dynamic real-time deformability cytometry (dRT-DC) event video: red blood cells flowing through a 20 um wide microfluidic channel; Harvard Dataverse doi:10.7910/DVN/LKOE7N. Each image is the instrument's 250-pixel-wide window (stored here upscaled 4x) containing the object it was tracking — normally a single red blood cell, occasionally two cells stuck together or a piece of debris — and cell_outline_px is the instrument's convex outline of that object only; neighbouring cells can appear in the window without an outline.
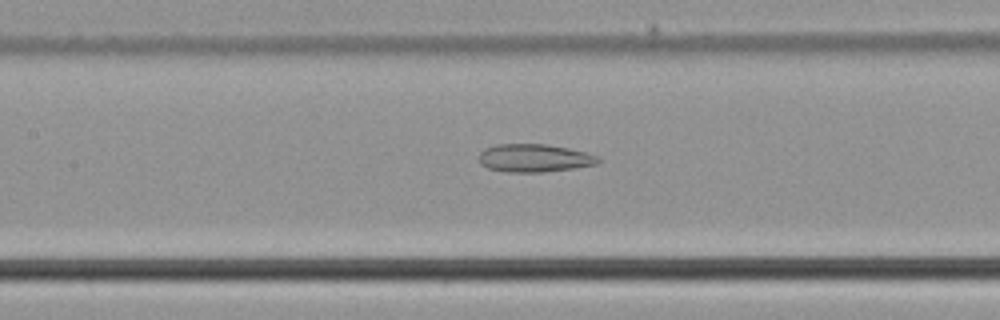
{"species": "common noctule bat (a hibernating species)", "species_latin": "Nyctalus noctula", "temperature_condition": "cold", "stored_images_in_passage": 50, "camera_frame_rate_fps": 3000, "um_per_image_px": 0.085, "animal": {"sex": "male", "body_mass_g": 21.5, "forearm_length_mm": 52.0}, "frame": {"image": 1, "passage_image": 23, "time_ms": 7.333, "image_size_px": [1000, 320], "cell_outline_px": [[600, 160], [596, 164], [572, 168], [544, 172], [504, 172], [488, 168], [480, 164], [480, 152], [484, 148], [496, 144], [544, 144], [568, 148], [600, 156]], "centroid_in_image_um": [45.39, 13.43], "position_along_channel_um": 162.0, "area_um2": 19.42}}
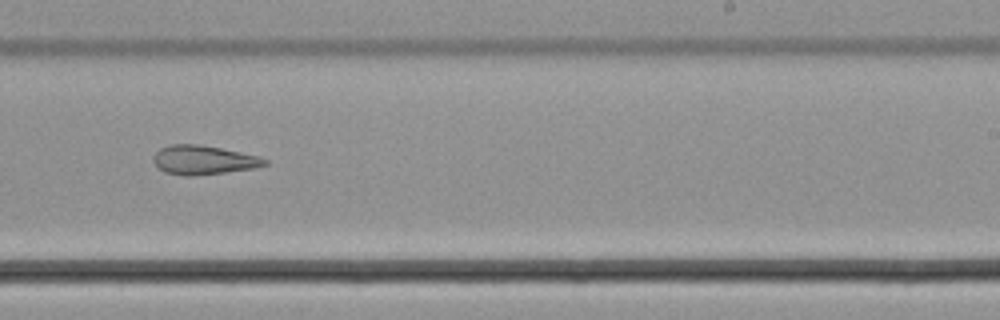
{"frame": {"image": 2, "passage_image": 31, "time_ms": 10.0, "image_size_px": [1000, 320], "cell_outline_px": [[268, 164], [252, 168], [224, 172], [192, 176], [184, 176], [164, 172], [152, 160], [156, 152], [160, 148], [168, 144], [200, 144], [260, 156], [268, 160]], "centroid_in_image_um": [17.28, 13.59], "position_along_channel_um": 271.7, "area_um2": 18.79}}
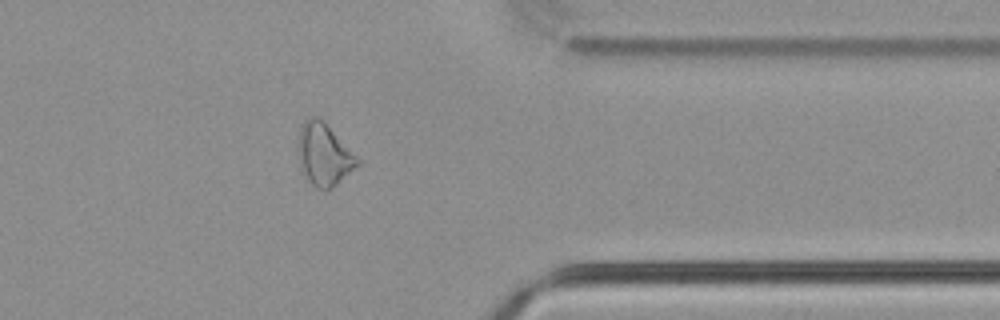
{"frame": {"image": 3, "passage_image": 40, "time_ms": 13.0, "image_size_px": [1000, 320], "cell_outline_px": [[360, 164], [336, 184], [324, 192], [316, 188], [304, 176], [300, 160], [300, 128], [304, 120], [308, 116], [320, 116], [324, 120], [360, 160]], "centroid_in_image_um": [27.56, 13.12], "position_along_channel_um": 383.8, "area_um2": 21.21}}